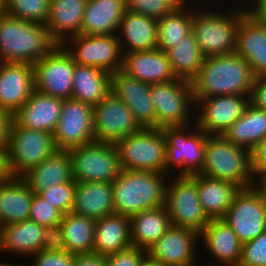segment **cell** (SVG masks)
I'll list each match as a JSON object with an SVG mask.
<instances>
[{"instance_id": "obj_46", "label": "cell", "mask_w": 266, "mask_h": 266, "mask_svg": "<svg viewBox=\"0 0 266 266\" xmlns=\"http://www.w3.org/2000/svg\"><path fill=\"white\" fill-rule=\"evenodd\" d=\"M41 250L46 252H63L66 245L61 225L44 227L41 234Z\"/></svg>"}, {"instance_id": "obj_59", "label": "cell", "mask_w": 266, "mask_h": 266, "mask_svg": "<svg viewBox=\"0 0 266 266\" xmlns=\"http://www.w3.org/2000/svg\"><path fill=\"white\" fill-rule=\"evenodd\" d=\"M194 266V265H193ZM206 266H216V265H214V264H207ZM219 266V265H218ZM223 266V265H222Z\"/></svg>"}, {"instance_id": "obj_37", "label": "cell", "mask_w": 266, "mask_h": 266, "mask_svg": "<svg viewBox=\"0 0 266 266\" xmlns=\"http://www.w3.org/2000/svg\"><path fill=\"white\" fill-rule=\"evenodd\" d=\"M60 225L67 252L74 255L93 254L95 219L68 212L63 214Z\"/></svg>"}, {"instance_id": "obj_29", "label": "cell", "mask_w": 266, "mask_h": 266, "mask_svg": "<svg viewBox=\"0 0 266 266\" xmlns=\"http://www.w3.org/2000/svg\"><path fill=\"white\" fill-rule=\"evenodd\" d=\"M71 212L95 220L115 213L112 182H76Z\"/></svg>"}, {"instance_id": "obj_34", "label": "cell", "mask_w": 266, "mask_h": 266, "mask_svg": "<svg viewBox=\"0 0 266 266\" xmlns=\"http://www.w3.org/2000/svg\"><path fill=\"white\" fill-rule=\"evenodd\" d=\"M111 78L103 69L75 63L71 98L95 107L111 92Z\"/></svg>"}, {"instance_id": "obj_27", "label": "cell", "mask_w": 266, "mask_h": 266, "mask_svg": "<svg viewBox=\"0 0 266 266\" xmlns=\"http://www.w3.org/2000/svg\"><path fill=\"white\" fill-rule=\"evenodd\" d=\"M130 247L128 216L112 213L96 220L93 254L106 257Z\"/></svg>"}, {"instance_id": "obj_28", "label": "cell", "mask_w": 266, "mask_h": 266, "mask_svg": "<svg viewBox=\"0 0 266 266\" xmlns=\"http://www.w3.org/2000/svg\"><path fill=\"white\" fill-rule=\"evenodd\" d=\"M118 35L122 53L148 51L157 48V20L140 14L126 12Z\"/></svg>"}, {"instance_id": "obj_51", "label": "cell", "mask_w": 266, "mask_h": 266, "mask_svg": "<svg viewBox=\"0 0 266 266\" xmlns=\"http://www.w3.org/2000/svg\"><path fill=\"white\" fill-rule=\"evenodd\" d=\"M12 115L0 109V149H7Z\"/></svg>"}, {"instance_id": "obj_49", "label": "cell", "mask_w": 266, "mask_h": 266, "mask_svg": "<svg viewBox=\"0 0 266 266\" xmlns=\"http://www.w3.org/2000/svg\"><path fill=\"white\" fill-rule=\"evenodd\" d=\"M250 104L266 111V75L255 77L250 93Z\"/></svg>"}, {"instance_id": "obj_55", "label": "cell", "mask_w": 266, "mask_h": 266, "mask_svg": "<svg viewBox=\"0 0 266 266\" xmlns=\"http://www.w3.org/2000/svg\"><path fill=\"white\" fill-rule=\"evenodd\" d=\"M266 191V179L259 184Z\"/></svg>"}, {"instance_id": "obj_44", "label": "cell", "mask_w": 266, "mask_h": 266, "mask_svg": "<svg viewBox=\"0 0 266 266\" xmlns=\"http://www.w3.org/2000/svg\"><path fill=\"white\" fill-rule=\"evenodd\" d=\"M238 266H266V231L254 240L242 244Z\"/></svg>"}, {"instance_id": "obj_8", "label": "cell", "mask_w": 266, "mask_h": 266, "mask_svg": "<svg viewBox=\"0 0 266 266\" xmlns=\"http://www.w3.org/2000/svg\"><path fill=\"white\" fill-rule=\"evenodd\" d=\"M56 150L53 134L10 124L7 160L11 177H23Z\"/></svg>"}, {"instance_id": "obj_2", "label": "cell", "mask_w": 266, "mask_h": 266, "mask_svg": "<svg viewBox=\"0 0 266 266\" xmlns=\"http://www.w3.org/2000/svg\"><path fill=\"white\" fill-rule=\"evenodd\" d=\"M56 45L46 25L0 13V62L34 65Z\"/></svg>"}, {"instance_id": "obj_7", "label": "cell", "mask_w": 266, "mask_h": 266, "mask_svg": "<svg viewBox=\"0 0 266 266\" xmlns=\"http://www.w3.org/2000/svg\"><path fill=\"white\" fill-rule=\"evenodd\" d=\"M194 124L193 132L186 129L189 125L161 128L166 138L165 174H169L171 167L175 168L177 166L179 168L177 175L179 176H191L201 172L205 161V146L208 134L199 128L196 122Z\"/></svg>"}, {"instance_id": "obj_57", "label": "cell", "mask_w": 266, "mask_h": 266, "mask_svg": "<svg viewBox=\"0 0 266 266\" xmlns=\"http://www.w3.org/2000/svg\"><path fill=\"white\" fill-rule=\"evenodd\" d=\"M2 251V232L0 230V252Z\"/></svg>"}, {"instance_id": "obj_22", "label": "cell", "mask_w": 266, "mask_h": 266, "mask_svg": "<svg viewBox=\"0 0 266 266\" xmlns=\"http://www.w3.org/2000/svg\"><path fill=\"white\" fill-rule=\"evenodd\" d=\"M63 99L34 90L24 105L13 115L12 121L20 127L53 134L61 115Z\"/></svg>"}, {"instance_id": "obj_42", "label": "cell", "mask_w": 266, "mask_h": 266, "mask_svg": "<svg viewBox=\"0 0 266 266\" xmlns=\"http://www.w3.org/2000/svg\"><path fill=\"white\" fill-rule=\"evenodd\" d=\"M76 181L71 180L61 185H52L39 193L47 202L59 209L63 214L71 212L75 190Z\"/></svg>"}, {"instance_id": "obj_16", "label": "cell", "mask_w": 266, "mask_h": 266, "mask_svg": "<svg viewBox=\"0 0 266 266\" xmlns=\"http://www.w3.org/2000/svg\"><path fill=\"white\" fill-rule=\"evenodd\" d=\"M141 129L132 111L112 92L94 107L95 142L116 143Z\"/></svg>"}, {"instance_id": "obj_5", "label": "cell", "mask_w": 266, "mask_h": 266, "mask_svg": "<svg viewBox=\"0 0 266 266\" xmlns=\"http://www.w3.org/2000/svg\"><path fill=\"white\" fill-rule=\"evenodd\" d=\"M252 8L231 10L230 14L214 11H193L192 33L205 57L235 52L236 32L240 20ZM201 11V12H198Z\"/></svg>"}, {"instance_id": "obj_58", "label": "cell", "mask_w": 266, "mask_h": 266, "mask_svg": "<svg viewBox=\"0 0 266 266\" xmlns=\"http://www.w3.org/2000/svg\"><path fill=\"white\" fill-rule=\"evenodd\" d=\"M3 11V0H0V13Z\"/></svg>"}, {"instance_id": "obj_41", "label": "cell", "mask_w": 266, "mask_h": 266, "mask_svg": "<svg viewBox=\"0 0 266 266\" xmlns=\"http://www.w3.org/2000/svg\"><path fill=\"white\" fill-rule=\"evenodd\" d=\"M185 3L186 0H126V10L159 20L175 13Z\"/></svg>"}, {"instance_id": "obj_25", "label": "cell", "mask_w": 266, "mask_h": 266, "mask_svg": "<svg viewBox=\"0 0 266 266\" xmlns=\"http://www.w3.org/2000/svg\"><path fill=\"white\" fill-rule=\"evenodd\" d=\"M87 1L50 0L49 16L45 25L50 37L57 44H63L67 38L81 34Z\"/></svg>"}, {"instance_id": "obj_23", "label": "cell", "mask_w": 266, "mask_h": 266, "mask_svg": "<svg viewBox=\"0 0 266 266\" xmlns=\"http://www.w3.org/2000/svg\"><path fill=\"white\" fill-rule=\"evenodd\" d=\"M122 71L128 76L150 85L178 79L173 72L166 52L158 48L123 53Z\"/></svg>"}, {"instance_id": "obj_47", "label": "cell", "mask_w": 266, "mask_h": 266, "mask_svg": "<svg viewBox=\"0 0 266 266\" xmlns=\"http://www.w3.org/2000/svg\"><path fill=\"white\" fill-rule=\"evenodd\" d=\"M32 257H35L33 259V266H73L74 261V254L66 250L63 252H46L41 250Z\"/></svg>"}, {"instance_id": "obj_43", "label": "cell", "mask_w": 266, "mask_h": 266, "mask_svg": "<svg viewBox=\"0 0 266 266\" xmlns=\"http://www.w3.org/2000/svg\"><path fill=\"white\" fill-rule=\"evenodd\" d=\"M62 217L63 213L59 209L51 205L39 194H33L29 220L35 221L43 227H51L59 225Z\"/></svg>"}, {"instance_id": "obj_26", "label": "cell", "mask_w": 266, "mask_h": 266, "mask_svg": "<svg viewBox=\"0 0 266 266\" xmlns=\"http://www.w3.org/2000/svg\"><path fill=\"white\" fill-rule=\"evenodd\" d=\"M126 12V0H88L81 26V34L120 35L118 29Z\"/></svg>"}, {"instance_id": "obj_19", "label": "cell", "mask_w": 266, "mask_h": 266, "mask_svg": "<svg viewBox=\"0 0 266 266\" xmlns=\"http://www.w3.org/2000/svg\"><path fill=\"white\" fill-rule=\"evenodd\" d=\"M111 92L127 105L141 128H157L156 112L150 97V84L119 70L112 73Z\"/></svg>"}, {"instance_id": "obj_45", "label": "cell", "mask_w": 266, "mask_h": 266, "mask_svg": "<svg viewBox=\"0 0 266 266\" xmlns=\"http://www.w3.org/2000/svg\"><path fill=\"white\" fill-rule=\"evenodd\" d=\"M147 254V251L137 247H130L123 251L107 255L106 266H138L140 260Z\"/></svg>"}, {"instance_id": "obj_32", "label": "cell", "mask_w": 266, "mask_h": 266, "mask_svg": "<svg viewBox=\"0 0 266 266\" xmlns=\"http://www.w3.org/2000/svg\"><path fill=\"white\" fill-rule=\"evenodd\" d=\"M30 189L39 194L52 185L71 181V160L67 150H55L47 159L22 177Z\"/></svg>"}, {"instance_id": "obj_4", "label": "cell", "mask_w": 266, "mask_h": 266, "mask_svg": "<svg viewBox=\"0 0 266 266\" xmlns=\"http://www.w3.org/2000/svg\"><path fill=\"white\" fill-rule=\"evenodd\" d=\"M199 174L234 183L241 189L255 184L251 152L227 141L222 135L207 136L205 161Z\"/></svg>"}, {"instance_id": "obj_14", "label": "cell", "mask_w": 266, "mask_h": 266, "mask_svg": "<svg viewBox=\"0 0 266 266\" xmlns=\"http://www.w3.org/2000/svg\"><path fill=\"white\" fill-rule=\"evenodd\" d=\"M67 41H72L69 44L74 46L66 47ZM62 45L72 55L76 64L103 69L111 74L122 70L123 54L116 34H79L67 38Z\"/></svg>"}, {"instance_id": "obj_36", "label": "cell", "mask_w": 266, "mask_h": 266, "mask_svg": "<svg viewBox=\"0 0 266 266\" xmlns=\"http://www.w3.org/2000/svg\"><path fill=\"white\" fill-rule=\"evenodd\" d=\"M43 229V226L31 220L2 226V251L27 257L39 253Z\"/></svg>"}, {"instance_id": "obj_53", "label": "cell", "mask_w": 266, "mask_h": 266, "mask_svg": "<svg viewBox=\"0 0 266 266\" xmlns=\"http://www.w3.org/2000/svg\"><path fill=\"white\" fill-rule=\"evenodd\" d=\"M253 12H255L266 23V0H256Z\"/></svg>"}, {"instance_id": "obj_21", "label": "cell", "mask_w": 266, "mask_h": 266, "mask_svg": "<svg viewBox=\"0 0 266 266\" xmlns=\"http://www.w3.org/2000/svg\"><path fill=\"white\" fill-rule=\"evenodd\" d=\"M235 52L247 61L256 76L266 75V23L253 10L240 20Z\"/></svg>"}, {"instance_id": "obj_1", "label": "cell", "mask_w": 266, "mask_h": 266, "mask_svg": "<svg viewBox=\"0 0 266 266\" xmlns=\"http://www.w3.org/2000/svg\"><path fill=\"white\" fill-rule=\"evenodd\" d=\"M256 75L238 53L205 57L191 81L194 100L218 95L250 96Z\"/></svg>"}, {"instance_id": "obj_11", "label": "cell", "mask_w": 266, "mask_h": 266, "mask_svg": "<svg viewBox=\"0 0 266 266\" xmlns=\"http://www.w3.org/2000/svg\"><path fill=\"white\" fill-rule=\"evenodd\" d=\"M222 220L242 243L254 240L266 231V191L258 184L240 189Z\"/></svg>"}, {"instance_id": "obj_6", "label": "cell", "mask_w": 266, "mask_h": 266, "mask_svg": "<svg viewBox=\"0 0 266 266\" xmlns=\"http://www.w3.org/2000/svg\"><path fill=\"white\" fill-rule=\"evenodd\" d=\"M115 146L122 169L164 173L166 138L161 128H142Z\"/></svg>"}, {"instance_id": "obj_9", "label": "cell", "mask_w": 266, "mask_h": 266, "mask_svg": "<svg viewBox=\"0 0 266 266\" xmlns=\"http://www.w3.org/2000/svg\"><path fill=\"white\" fill-rule=\"evenodd\" d=\"M68 153L76 182H112L122 171L115 143L94 141Z\"/></svg>"}, {"instance_id": "obj_33", "label": "cell", "mask_w": 266, "mask_h": 266, "mask_svg": "<svg viewBox=\"0 0 266 266\" xmlns=\"http://www.w3.org/2000/svg\"><path fill=\"white\" fill-rule=\"evenodd\" d=\"M240 189L234 183L197 174L199 200L210 220L224 217Z\"/></svg>"}, {"instance_id": "obj_30", "label": "cell", "mask_w": 266, "mask_h": 266, "mask_svg": "<svg viewBox=\"0 0 266 266\" xmlns=\"http://www.w3.org/2000/svg\"><path fill=\"white\" fill-rule=\"evenodd\" d=\"M34 192L22 177L0 183V222L2 226L29 220Z\"/></svg>"}, {"instance_id": "obj_35", "label": "cell", "mask_w": 266, "mask_h": 266, "mask_svg": "<svg viewBox=\"0 0 266 266\" xmlns=\"http://www.w3.org/2000/svg\"><path fill=\"white\" fill-rule=\"evenodd\" d=\"M222 136L251 152L266 138V111L249 104L244 114Z\"/></svg>"}, {"instance_id": "obj_40", "label": "cell", "mask_w": 266, "mask_h": 266, "mask_svg": "<svg viewBox=\"0 0 266 266\" xmlns=\"http://www.w3.org/2000/svg\"><path fill=\"white\" fill-rule=\"evenodd\" d=\"M50 0H3V11L12 17L45 25Z\"/></svg>"}, {"instance_id": "obj_31", "label": "cell", "mask_w": 266, "mask_h": 266, "mask_svg": "<svg viewBox=\"0 0 266 266\" xmlns=\"http://www.w3.org/2000/svg\"><path fill=\"white\" fill-rule=\"evenodd\" d=\"M130 218L131 247L148 250L172 225L165 206L149 209Z\"/></svg>"}, {"instance_id": "obj_20", "label": "cell", "mask_w": 266, "mask_h": 266, "mask_svg": "<svg viewBox=\"0 0 266 266\" xmlns=\"http://www.w3.org/2000/svg\"><path fill=\"white\" fill-rule=\"evenodd\" d=\"M34 88L33 65L0 62V109L13 115L29 99Z\"/></svg>"}, {"instance_id": "obj_3", "label": "cell", "mask_w": 266, "mask_h": 266, "mask_svg": "<svg viewBox=\"0 0 266 266\" xmlns=\"http://www.w3.org/2000/svg\"><path fill=\"white\" fill-rule=\"evenodd\" d=\"M165 175L162 172L122 169L112 181L115 213L131 217L164 206L167 186Z\"/></svg>"}, {"instance_id": "obj_39", "label": "cell", "mask_w": 266, "mask_h": 266, "mask_svg": "<svg viewBox=\"0 0 266 266\" xmlns=\"http://www.w3.org/2000/svg\"><path fill=\"white\" fill-rule=\"evenodd\" d=\"M191 10V11H190ZM193 10L187 4L157 20V48L166 52L192 32Z\"/></svg>"}, {"instance_id": "obj_10", "label": "cell", "mask_w": 266, "mask_h": 266, "mask_svg": "<svg viewBox=\"0 0 266 266\" xmlns=\"http://www.w3.org/2000/svg\"><path fill=\"white\" fill-rule=\"evenodd\" d=\"M172 182L171 185L167 184L164 204L172 225L192 229L200 234L210 219L199 200L197 174L177 175Z\"/></svg>"}, {"instance_id": "obj_12", "label": "cell", "mask_w": 266, "mask_h": 266, "mask_svg": "<svg viewBox=\"0 0 266 266\" xmlns=\"http://www.w3.org/2000/svg\"><path fill=\"white\" fill-rule=\"evenodd\" d=\"M33 70L35 90L63 100L72 97L75 62L62 44L38 60Z\"/></svg>"}, {"instance_id": "obj_48", "label": "cell", "mask_w": 266, "mask_h": 266, "mask_svg": "<svg viewBox=\"0 0 266 266\" xmlns=\"http://www.w3.org/2000/svg\"><path fill=\"white\" fill-rule=\"evenodd\" d=\"M251 166L254 177L261 183L266 179V138L251 151Z\"/></svg>"}, {"instance_id": "obj_52", "label": "cell", "mask_w": 266, "mask_h": 266, "mask_svg": "<svg viewBox=\"0 0 266 266\" xmlns=\"http://www.w3.org/2000/svg\"><path fill=\"white\" fill-rule=\"evenodd\" d=\"M11 177L8 160L7 149H0V183L8 180Z\"/></svg>"}, {"instance_id": "obj_24", "label": "cell", "mask_w": 266, "mask_h": 266, "mask_svg": "<svg viewBox=\"0 0 266 266\" xmlns=\"http://www.w3.org/2000/svg\"><path fill=\"white\" fill-rule=\"evenodd\" d=\"M205 247L219 264L238 266L242 255V242L232 228L222 219H211L199 234Z\"/></svg>"}, {"instance_id": "obj_56", "label": "cell", "mask_w": 266, "mask_h": 266, "mask_svg": "<svg viewBox=\"0 0 266 266\" xmlns=\"http://www.w3.org/2000/svg\"><path fill=\"white\" fill-rule=\"evenodd\" d=\"M0 266H17V265H13V263L12 264H9V263H0ZM18 266H20V265H18Z\"/></svg>"}, {"instance_id": "obj_38", "label": "cell", "mask_w": 266, "mask_h": 266, "mask_svg": "<svg viewBox=\"0 0 266 266\" xmlns=\"http://www.w3.org/2000/svg\"><path fill=\"white\" fill-rule=\"evenodd\" d=\"M166 54L176 77L188 82L196 77L205 59L192 32Z\"/></svg>"}, {"instance_id": "obj_15", "label": "cell", "mask_w": 266, "mask_h": 266, "mask_svg": "<svg viewBox=\"0 0 266 266\" xmlns=\"http://www.w3.org/2000/svg\"><path fill=\"white\" fill-rule=\"evenodd\" d=\"M53 140L57 150H71L95 141L94 107L78 100H63Z\"/></svg>"}, {"instance_id": "obj_54", "label": "cell", "mask_w": 266, "mask_h": 266, "mask_svg": "<svg viewBox=\"0 0 266 266\" xmlns=\"http://www.w3.org/2000/svg\"><path fill=\"white\" fill-rule=\"evenodd\" d=\"M138 266H163L158 260L152 259L146 254L139 262Z\"/></svg>"}, {"instance_id": "obj_50", "label": "cell", "mask_w": 266, "mask_h": 266, "mask_svg": "<svg viewBox=\"0 0 266 266\" xmlns=\"http://www.w3.org/2000/svg\"><path fill=\"white\" fill-rule=\"evenodd\" d=\"M73 266H106L105 257L96 254L74 255Z\"/></svg>"}, {"instance_id": "obj_13", "label": "cell", "mask_w": 266, "mask_h": 266, "mask_svg": "<svg viewBox=\"0 0 266 266\" xmlns=\"http://www.w3.org/2000/svg\"><path fill=\"white\" fill-rule=\"evenodd\" d=\"M150 97L156 112L157 128L189 125V105L195 104L191 82L178 78L151 84Z\"/></svg>"}, {"instance_id": "obj_17", "label": "cell", "mask_w": 266, "mask_h": 266, "mask_svg": "<svg viewBox=\"0 0 266 266\" xmlns=\"http://www.w3.org/2000/svg\"><path fill=\"white\" fill-rule=\"evenodd\" d=\"M195 103L201 105V112L196 115L197 126L208 135H223L244 114L250 96L218 95L197 98Z\"/></svg>"}, {"instance_id": "obj_18", "label": "cell", "mask_w": 266, "mask_h": 266, "mask_svg": "<svg viewBox=\"0 0 266 266\" xmlns=\"http://www.w3.org/2000/svg\"><path fill=\"white\" fill-rule=\"evenodd\" d=\"M199 233L171 225L165 234L148 248L147 254L163 266H195L196 240Z\"/></svg>"}]
</instances>
